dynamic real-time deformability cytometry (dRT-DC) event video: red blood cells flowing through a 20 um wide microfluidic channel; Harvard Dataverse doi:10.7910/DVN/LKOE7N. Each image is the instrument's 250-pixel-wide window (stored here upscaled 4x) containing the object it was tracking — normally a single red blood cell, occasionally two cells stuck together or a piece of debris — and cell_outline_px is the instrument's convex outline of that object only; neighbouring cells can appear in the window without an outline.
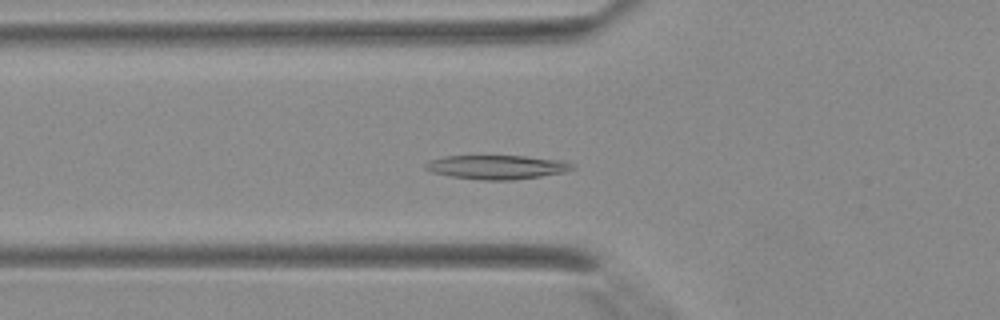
{"species": "Egyptian fruit bat (a non-hibernating species)", "species_latin": "Rousettus aegyptiacus", "temperature_condition": "warm", "stored_images_in_passage": 44, "camera_frame_rate_fps": 3000, "um_per_image_px": 0.085, "animal": {"sex": "female"}, "frame": {"image": 1, "passage_image": 15, "time_ms": 4.667, "image_size_px": [1000, 320], "cell_outline_px": [[576, 168], [564, 172], [540, 176], [512, 180], [484, 180], [452, 176], [432, 172], [424, 168], [424, 164], [428, 160], [444, 156], [524, 156], [560, 160], [572, 164]], "centroid_in_image_um": [42.2, 14.2], "position_along_channel_um": 83.6, "area_um2": 20.4}}
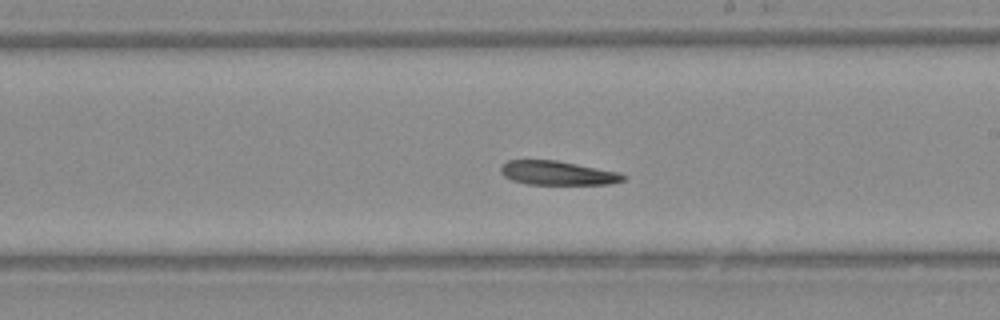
{"frame": {"image": 2, "passage_image": 25, "time_ms": 8.0, "image_size_px": [1000, 320], "cell_outline_px": [[624, 180], [608, 184], [528, 184], [512, 180], [504, 176], [500, 172], [500, 168], [508, 160], [556, 160], [620, 172], [624, 176]], "centroid_in_image_um": [47.38, 14.7], "position_along_channel_um": 241.6, "area_um2": 16.99}}
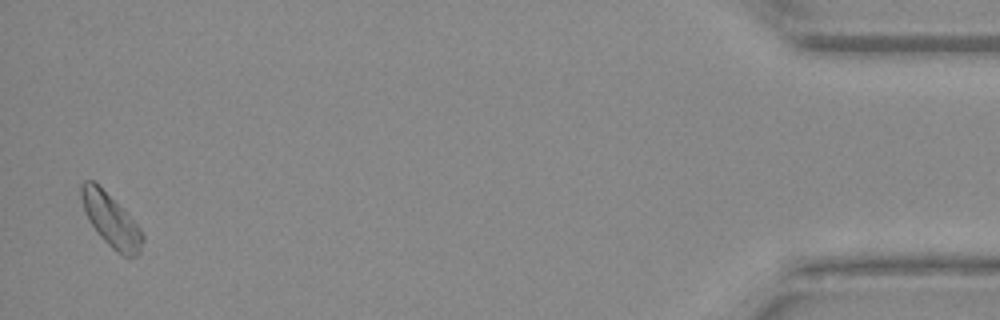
{"frame": {"image": 3, "passage_image": 43, "time_ms": 14.0, "image_size_px": [1000, 320], "cell_outline_px": [[144, 240], [140, 252], [136, 256], [128, 260], [116, 252], [100, 236], [88, 220], [80, 196], [80, 184], [84, 180], [92, 180], [140, 228], [144, 236]], "centroid_in_image_um": [9.43, 18.8], "position_along_channel_um": 425.8, "area_um2": 18.44}}